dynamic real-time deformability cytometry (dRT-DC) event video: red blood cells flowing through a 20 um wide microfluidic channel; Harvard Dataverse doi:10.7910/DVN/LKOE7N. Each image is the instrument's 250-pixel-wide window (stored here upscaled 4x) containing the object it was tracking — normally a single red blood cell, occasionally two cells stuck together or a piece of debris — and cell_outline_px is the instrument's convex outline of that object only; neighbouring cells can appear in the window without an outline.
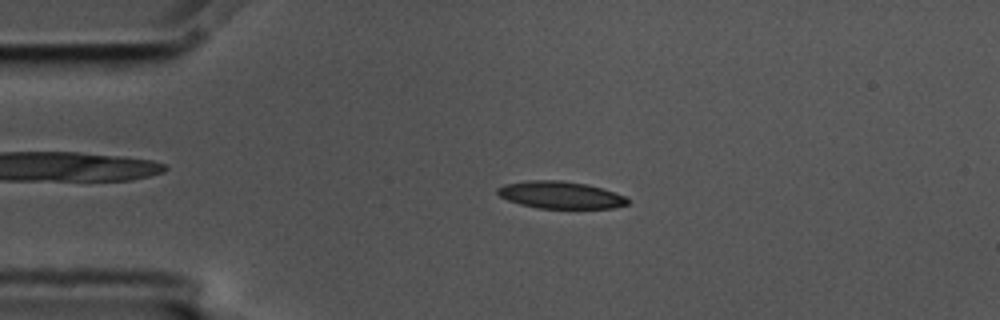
{"species": "common noctule bat (a hibernating species)", "species_latin": "Nyctalus noctula", "temperature_condition": "cold", "stored_images_in_passage": 56, "camera_frame_rate_fps": 3000, "um_per_image_px": 0.085, "animal": {"sex": "male", "body_mass_g": 17.5, "forearm_length_mm": 52.3}, "frame": {"image": 1, "passage_image": 12, "time_ms": 3.667, "image_size_px": [1000, 320], "cell_outline_px": [[628, 204], [612, 208], [536, 208], [520, 204], [508, 200], [500, 196], [496, 192], [496, 188], [504, 184], [528, 180], [560, 180], [588, 184], [624, 196], [628, 200]], "centroid_in_image_um": [47.58, 16.57], "position_along_channel_um": 37.4, "area_um2": 20.52}}
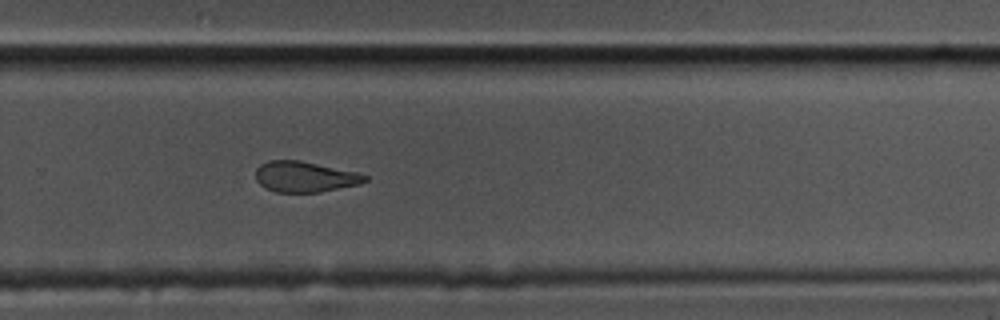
{"frame": {"image": 2, "passage_image": 37, "time_ms": 12.0, "image_size_px": [1000, 320], "cell_outline_px": [[368, 180], [360, 184], [320, 192], [276, 192], [264, 188], [256, 180], [256, 168], [260, 164], [268, 160], [300, 160], [360, 172], [368, 176]], "centroid_in_image_um": [25.93, 15.01], "position_along_channel_um": 303.9, "area_um2": 19.83}}
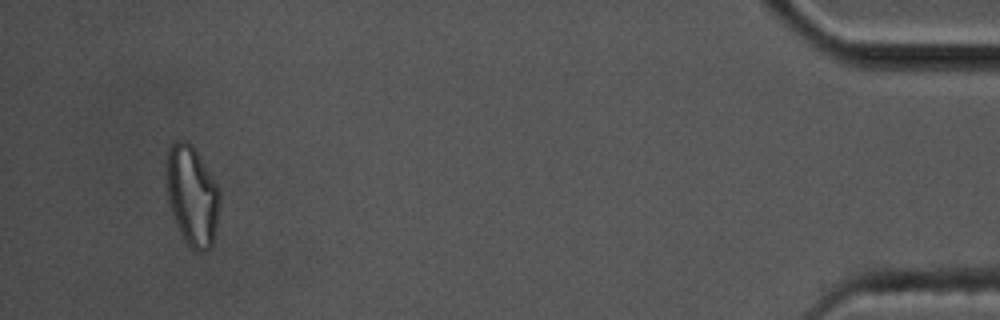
{"frame": {"image": 3, "passage_image": 53, "time_ms": 17.333, "image_size_px": [1000, 320], "cell_outline_px": [[220, 204], [212, 244], [204, 252], [196, 252], [184, 240], [172, 212], [168, 200], [168, 148], [176, 140], [184, 140], [192, 144], [200, 156], [216, 184], [220, 192]], "centroid_in_image_um": [16.35, 16.63], "position_along_channel_um": 418.8, "area_um2": 30.35}, "authors_computed_cell_mechanics": {"area_um2": 21.0392, "velocity_mm_per_s": 3.569, "shape_relaxation_time_tau1_ms": 5.3732, "shape_relaxation_time_tau2_ms": 3.7644, "deformation_change_tau1": 0.1713, "deformation_change_tau2": 0.1178}}